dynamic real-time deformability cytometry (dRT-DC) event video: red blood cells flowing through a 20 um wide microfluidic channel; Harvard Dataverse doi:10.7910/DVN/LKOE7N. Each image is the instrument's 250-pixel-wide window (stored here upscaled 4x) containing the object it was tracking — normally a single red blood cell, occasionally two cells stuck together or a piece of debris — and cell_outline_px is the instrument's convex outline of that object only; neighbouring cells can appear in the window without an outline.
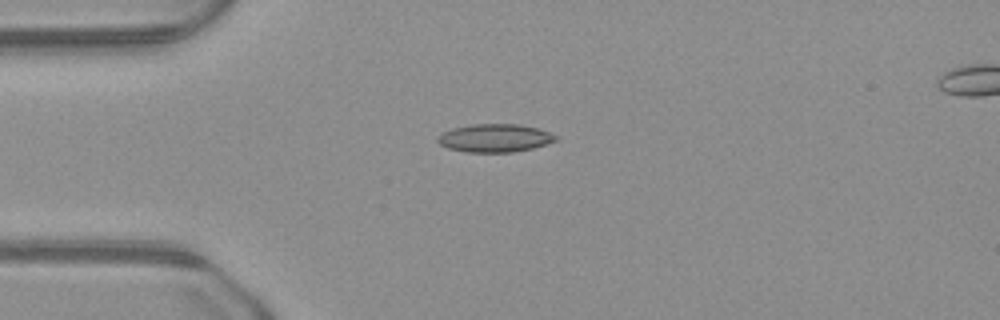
{"species": "common noctule bat (a hibernating species)", "species_latin": "Nyctalus noctula", "temperature_condition": "warm", "stored_images_in_passage": 6, "camera_frame_rate_fps": 3000, "um_per_image_px": 0.085, "animal": {"sex": "male", "body_mass_g": 23.1, "forearm_length_mm": 52.7}, "frame": {"image": 1, "passage_image": 1, "time_ms": 0.0, "image_size_px": [1000, 320], "cell_outline_px": [[560, 136], [556, 140], [532, 148], [512, 152], [468, 152], [448, 148], [440, 144], [436, 140], [436, 136], [440, 132], [452, 128], [472, 124], [516, 124], [540, 128]], "centroid_in_image_um": [42.03, 11.72], "position_along_channel_um": 43.0, "area_um2": 19.48}}